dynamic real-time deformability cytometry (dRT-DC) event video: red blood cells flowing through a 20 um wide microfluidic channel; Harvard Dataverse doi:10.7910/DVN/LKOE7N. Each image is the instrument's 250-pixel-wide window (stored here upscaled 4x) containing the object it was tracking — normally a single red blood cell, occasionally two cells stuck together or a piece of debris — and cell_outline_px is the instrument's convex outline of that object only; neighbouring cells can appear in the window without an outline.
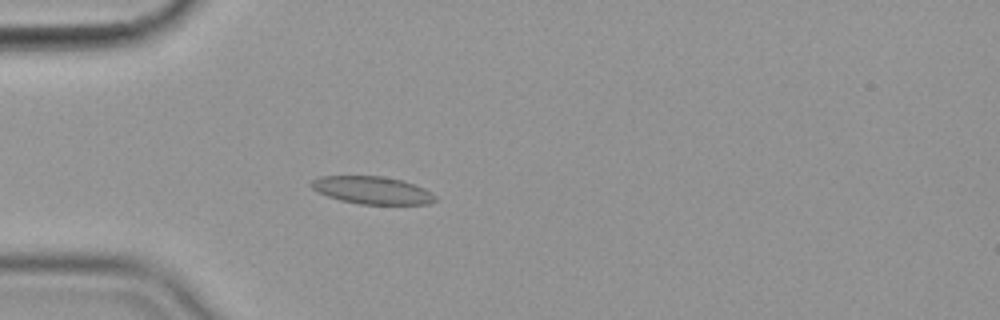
{"species": "common noctule bat (a hibernating species)", "species_latin": "Nyctalus noctula", "temperature_condition": "cold", "stored_images_in_passage": 42, "camera_frame_rate_fps": 3000, "um_per_image_px": 0.085, "animal": {"sex": "female", "body_mass_g": 19.9}, "frame": {"image": 1, "passage_image": 2, "time_ms": 0.333, "image_size_px": [1000, 320], "cell_outline_px": [[436, 200], [428, 204], [360, 204], [340, 200], [316, 192], [308, 184], [312, 180], [320, 176], [380, 176], [404, 180], [416, 184], [432, 192], [436, 196]], "centroid_in_image_um": [31.63, 16.16], "position_along_channel_um": 53.4, "area_um2": 20.11}}
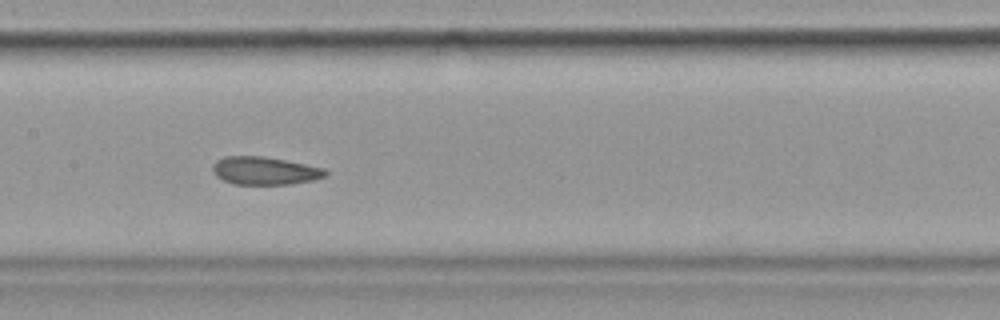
{"frame": {"image": 2, "passage_image": 14, "time_ms": 4.333, "image_size_px": [1000, 320], "cell_outline_px": [[328, 172], [324, 176], [312, 180], [292, 184], [232, 184], [216, 176], [212, 172], [212, 164], [216, 160], [224, 156], [264, 156], [324, 168]], "centroid_in_image_um": [22.45, 14.51], "position_along_channel_um": 185.0, "area_um2": 18.32}}
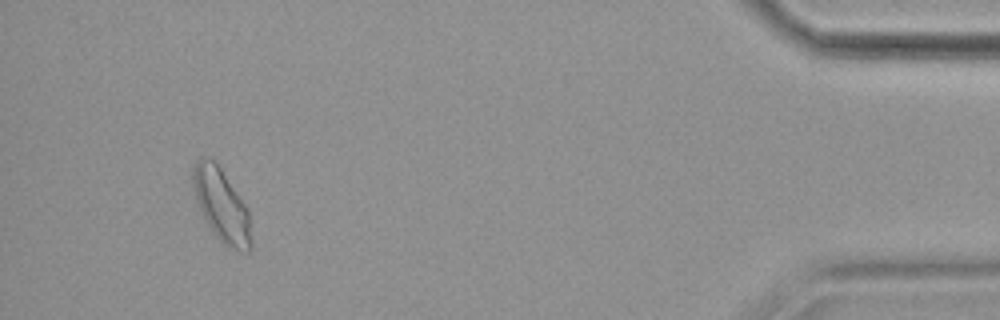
{"frame": {"image": 3, "passage_image": 39, "time_ms": 12.667, "image_size_px": [1000, 320], "cell_outline_px": [[252, 248], [248, 252], [244, 252], [228, 248], [216, 236], [200, 212], [192, 188], [192, 172], [196, 160], [200, 156], [204, 156], [212, 160], [220, 168], [248, 208], [252, 240]], "centroid_in_image_um": [18.82, 17.47], "position_along_channel_um": 416.4, "area_um2": 24.85}, "authors_computed_cell_mechanics": {"area_um2": 19.3919, "velocity_mm_per_s": 3.5387, "shape_relaxation_time_tau1_ms": null, "shape_relaxation_time_tau2_ms": 1.4257, "deformation_change_tau1": null, "deformation_change_tau2": 0.0713}}